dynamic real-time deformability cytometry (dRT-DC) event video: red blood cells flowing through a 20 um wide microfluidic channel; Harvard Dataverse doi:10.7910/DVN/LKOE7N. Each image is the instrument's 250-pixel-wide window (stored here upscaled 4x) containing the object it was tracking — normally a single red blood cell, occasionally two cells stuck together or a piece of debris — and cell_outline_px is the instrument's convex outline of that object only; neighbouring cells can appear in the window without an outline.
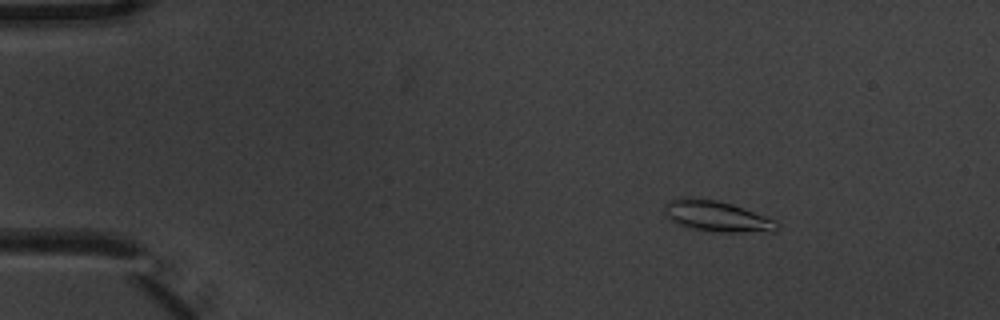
{"species": "common noctule bat (a hibernating species)", "species_latin": "Nyctalus noctula", "temperature_condition": "warm", "stored_images_in_passage": 8, "camera_frame_rate_fps": 3000, "um_per_image_px": 0.085, "animal": {"sex": "male", "body_mass_g": 20.1, "forearm_length_mm": 53.5}, "frame": {"image": 1, "passage_image": 1, "time_ms": 0.0, "image_size_px": [1000, 320], "cell_outline_px": [[780, 224], [776, 232], [716, 232], [692, 228], [680, 224], [664, 216], [664, 204], [668, 200], [680, 196], [692, 196], [716, 200], [732, 204], [776, 220]], "centroid_in_image_um": [60.91, 18.36], "position_along_channel_um": 24.1, "area_um2": 20.58}}
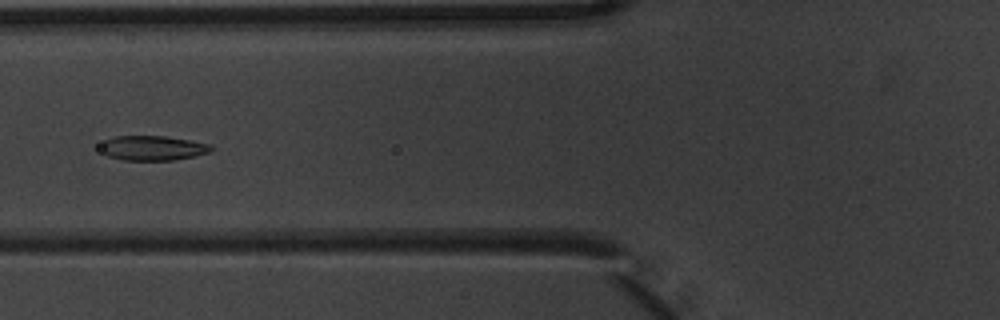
{"frame": {"image": 2, "passage_image": 5, "time_ms": 1.333, "image_size_px": [1000, 320], "cell_outline_px": [[212, 152], [196, 156], [172, 160], [124, 160], [108, 156], [104, 152], [100, 144], [104, 140], [116, 136], [164, 136], [212, 144]], "centroid_in_image_um": [13.02, 12.58], "position_along_channel_um": 112.8, "area_um2": 15.9}}
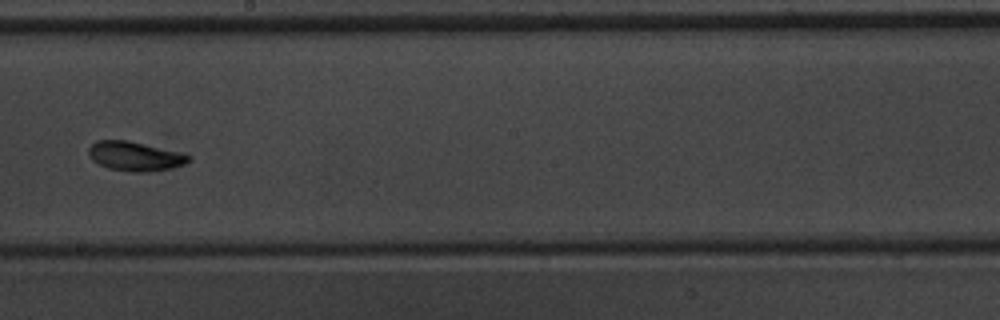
{"frame": {"image": 3, "passage_image": 8, "time_ms": 2.333, "image_size_px": [1000, 320], "cell_outline_px": [[192, 160], [184, 164], [172, 168], [144, 172], [132, 172], [108, 168], [92, 160], [88, 156], [88, 148], [96, 140], [128, 140], [184, 152], [192, 156]], "centroid_in_image_um": [11.51, 13.26], "position_along_channel_um": 236.7, "area_um2": 17.4}}